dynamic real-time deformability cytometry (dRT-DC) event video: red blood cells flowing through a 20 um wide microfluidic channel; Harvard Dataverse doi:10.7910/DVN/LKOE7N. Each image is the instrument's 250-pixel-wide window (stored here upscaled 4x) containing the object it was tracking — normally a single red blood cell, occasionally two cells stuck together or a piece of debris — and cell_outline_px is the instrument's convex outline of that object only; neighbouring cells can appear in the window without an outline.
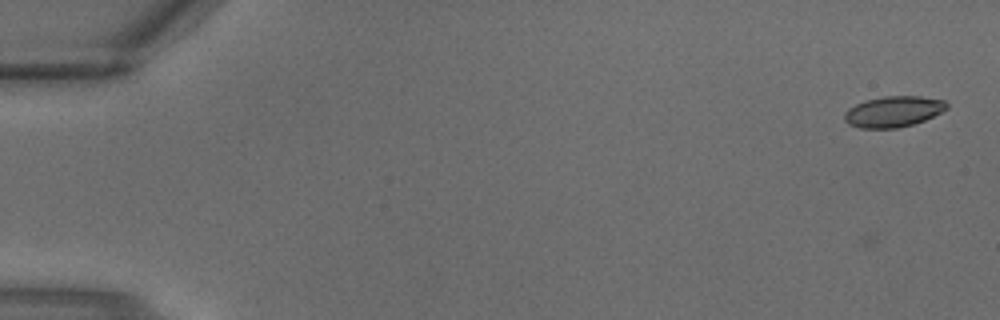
{"species": "common noctule bat (a hibernating species)", "species_latin": "Nyctalus noctula", "temperature_condition": "warm", "stored_images_in_passage": 4, "camera_frame_rate_fps": 3000, "um_per_image_px": 0.085, "animal": {"sex": "male", "body_mass_g": 18.8}, "frame": {"image": 1, "passage_image": 1, "time_ms": 0.0, "image_size_px": [1000, 320], "cell_outline_px": [[948, 108], [924, 120], [912, 124], [896, 128], [860, 128], [848, 124], [844, 120], [844, 112], [848, 108], [864, 100], [884, 96], [920, 96], [944, 100], [948, 104]], "centroid_in_image_um": [75.9, 9.48], "position_along_channel_um": 9.1, "area_um2": 18.38}}